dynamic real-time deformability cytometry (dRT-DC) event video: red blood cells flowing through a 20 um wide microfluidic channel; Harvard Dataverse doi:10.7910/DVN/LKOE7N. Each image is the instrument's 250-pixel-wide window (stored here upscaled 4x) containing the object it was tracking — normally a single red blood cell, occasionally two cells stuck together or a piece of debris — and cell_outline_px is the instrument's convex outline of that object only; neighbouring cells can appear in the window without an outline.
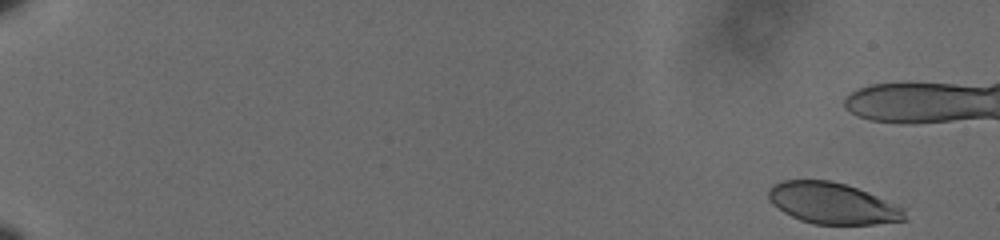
{"species": "human", "species_latin": "Homo sapiens", "temperature_condition": "cold", "stored_images_in_passage": 18, "camera_frame_rate_fps": 3000, "um_per_image_px": 0.085, "donor": {"sex": "male"}, "frame": {"image": 1, "passage_image": 1, "time_ms": 0.0, "image_size_px": [1000, 240], "cell_outline_px": [[908, 220], [876, 224], [816, 224], [800, 220], [784, 212], [768, 196], [768, 188], [772, 184], [784, 180], [828, 180], [844, 184], [868, 192], [904, 208]], "centroid_in_image_um": [70.8, 17.28], "position_along_channel_um": 14.2, "area_um2": 32.43}}
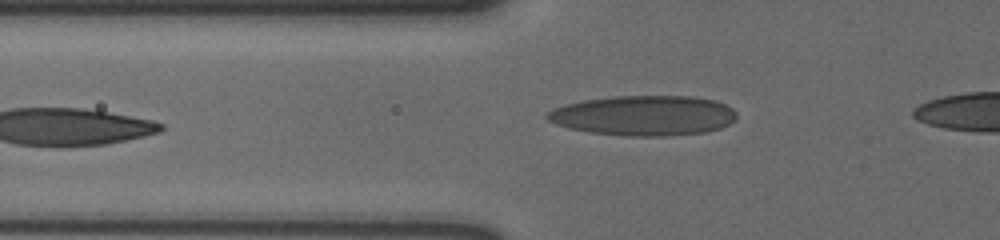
{"frame": {"image": 2, "passage_image": 18, "time_ms": 5.667, "image_size_px": [1000, 240], "cell_outline_px": [[736, 120], [720, 128], [704, 132], [664, 136], [624, 136], [588, 132], [556, 124], [548, 120], [544, 116], [548, 112], [564, 104], [584, 100], [616, 96], [692, 96], [716, 100], [732, 108], [736, 112]], "centroid_in_image_um": [54.73, 9.82], "position_along_channel_um": 71.1, "area_um2": 44.22}}